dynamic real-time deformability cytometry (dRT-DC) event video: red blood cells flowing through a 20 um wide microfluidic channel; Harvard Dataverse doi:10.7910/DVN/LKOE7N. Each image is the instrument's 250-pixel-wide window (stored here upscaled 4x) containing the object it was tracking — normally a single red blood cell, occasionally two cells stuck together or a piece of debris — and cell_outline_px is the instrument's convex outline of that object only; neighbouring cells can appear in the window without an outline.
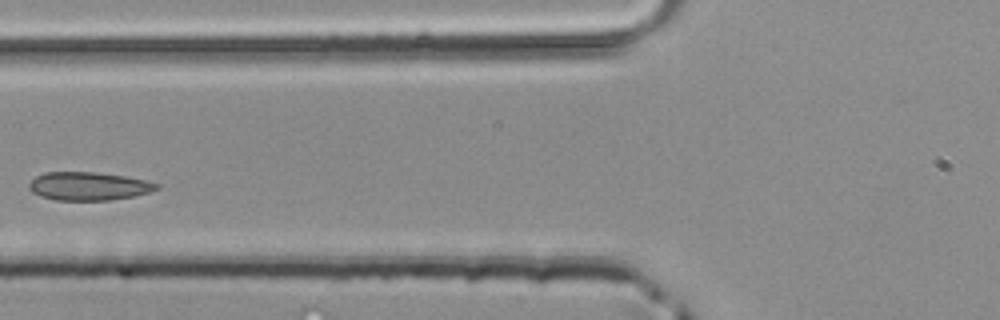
{"species": "common noctule bat (a hibernating species)", "species_latin": "Nyctalus noctula", "temperature_condition": "room temperature", "stored_images_in_passage": 2, "camera_frame_rate_fps": 3000, "um_per_image_px": 0.085, "animal": {"sex": "male", "body_mass_g": 20.4}, "frame": {"image": 1, "passage_image": 2, "time_ms": 0.333, "image_size_px": [1000, 320], "cell_outline_px": [[160, 188], [148, 192], [132, 196], [112, 200], [56, 200], [40, 196], [32, 192], [28, 188], [28, 184], [36, 176], [44, 172], [92, 172], [124, 176], [144, 180], [160, 184]], "centroid_in_image_um": [7.5, 15.82], "position_along_channel_um": 118.3, "area_um2": 20.92}}